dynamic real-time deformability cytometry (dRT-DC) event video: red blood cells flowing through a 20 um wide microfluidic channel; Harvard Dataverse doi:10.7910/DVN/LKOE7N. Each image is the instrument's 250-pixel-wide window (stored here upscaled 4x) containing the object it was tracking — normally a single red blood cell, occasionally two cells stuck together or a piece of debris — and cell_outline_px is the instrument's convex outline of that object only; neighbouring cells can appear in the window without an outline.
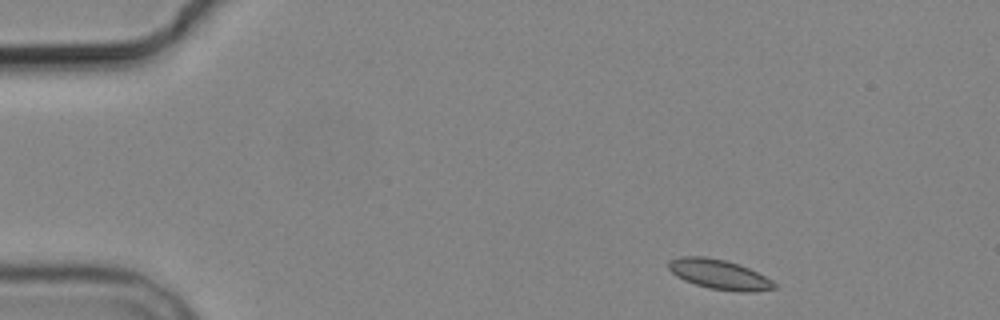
{"species": "common noctule bat (a hibernating species)", "species_latin": "Nyctalus noctula", "temperature_condition": "cold", "stored_images_in_passage": 4, "camera_frame_rate_fps": 3000, "um_per_image_px": 0.085, "animal": {"sex": "male", "body_mass_g": 19.2, "forearm_length_mm": 51.8}, "frame": {"image": 1, "passage_image": 1, "time_ms": 0.0, "image_size_px": [1000, 320], "cell_outline_px": [[776, 288], [748, 292], [740, 292], [708, 288], [684, 280], [676, 276], [668, 268], [668, 260], [680, 256], [704, 256], [724, 260], [740, 264], [772, 280], [776, 284]], "centroid_in_image_um": [61.1, 23.31], "position_along_channel_um": 23.9, "area_um2": 18.26}}